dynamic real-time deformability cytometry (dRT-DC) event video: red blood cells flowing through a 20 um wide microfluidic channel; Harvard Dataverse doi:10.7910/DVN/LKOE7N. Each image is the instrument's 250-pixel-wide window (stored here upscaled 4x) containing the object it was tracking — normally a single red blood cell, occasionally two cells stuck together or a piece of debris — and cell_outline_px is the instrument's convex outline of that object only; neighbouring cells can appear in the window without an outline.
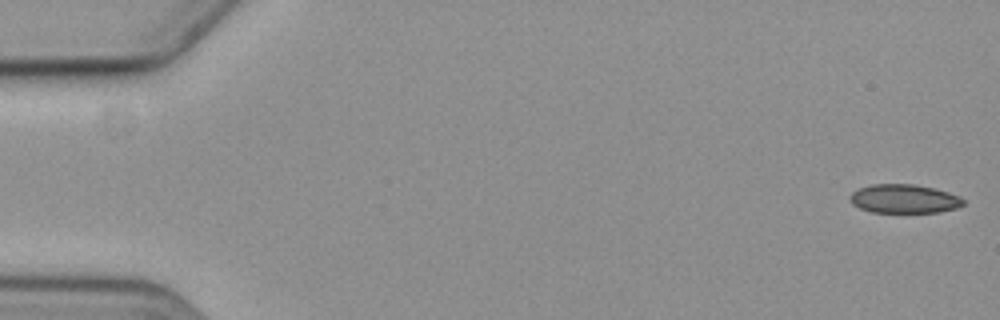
{"species": "common noctule bat (a hibernating species)", "species_latin": "Nyctalus noctula", "temperature_condition": "cold", "stored_images_in_passage": 9, "camera_frame_rate_fps": 3000, "um_per_image_px": 0.085, "animal": {"sex": "female", "body_mass_g": 19.3, "forearm_length_mm": 54.1}, "frame": {"image": 1, "passage_image": 1, "time_ms": 0.0, "image_size_px": [1000, 320], "cell_outline_px": [[964, 204], [956, 208], [940, 212], [872, 212], [860, 208], [852, 204], [848, 196], [856, 188], [872, 184], [912, 184], [932, 188], [948, 192], [960, 196], [964, 200]], "centroid_in_image_um": [76.81, 16.89], "position_along_channel_um": 8.2, "area_um2": 19.07}}
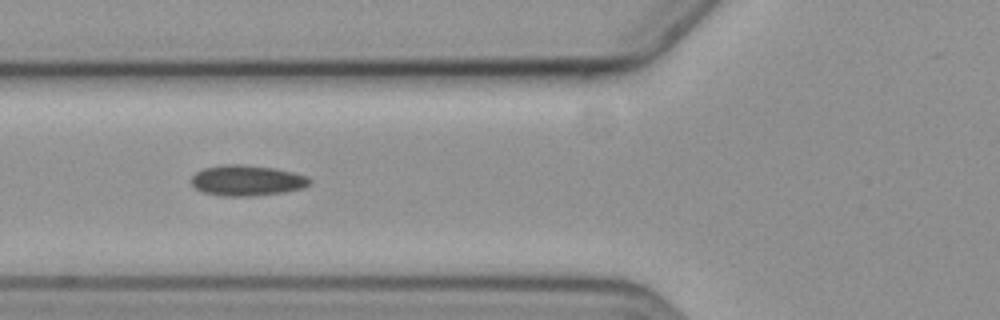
{"frame": {"image": 2, "passage_image": 7, "time_ms": 7.0, "image_size_px": [1000, 320], "cell_outline_px": [[312, 184], [304, 188], [284, 192], [252, 196], [224, 196], [204, 192], [196, 188], [192, 184], [192, 176], [196, 172], [204, 168], [224, 164], [244, 164], [276, 168], [308, 176], [312, 180]], "centroid_in_image_um": [21.04, 15.33], "position_along_channel_um": 104.8, "area_um2": 21.27}}
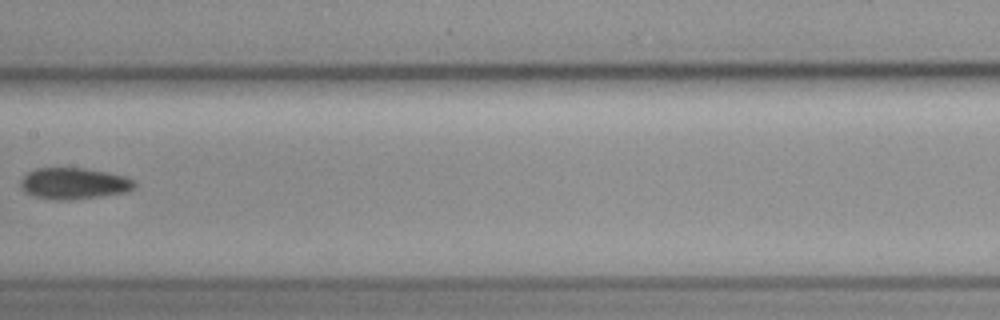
{"frame": {"image": 3, "passage_image": 9, "time_ms": 9.667, "image_size_px": [1000, 320], "cell_outline_px": [[136, 184], [128, 192], [100, 196], [68, 200], [56, 200], [36, 196], [24, 192], [20, 184], [20, 180], [28, 172], [36, 168], [84, 168], [124, 176], [132, 180]], "centroid_in_image_um": [6.25, 15.59], "position_along_channel_um": 201.2, "area_um2": 20.58}}